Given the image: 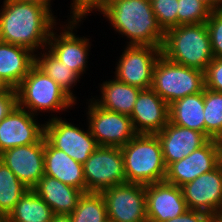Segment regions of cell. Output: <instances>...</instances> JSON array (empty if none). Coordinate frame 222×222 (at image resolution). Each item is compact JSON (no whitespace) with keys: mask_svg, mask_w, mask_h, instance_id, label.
Instances as JSON below:
<instances>
[{"mask_svg":"<svg viewBox=\"0 0 222 222\" xmlns=\"http://www.w3.org/2000/svg\"><path fill=\"white\" fill-rule=\"evenodd\" d=\"M56 22L53 13L44 6L4 0L0 10V41L38 52L37 49L47 48Z\"/></svg>","mask_w":222,"mask_h":222,"instance_id":"6da1fadb","label":"cell"},{"mask_svg":"<svg viewBox=\"0 0 222 222\" xmlns=\"http://www.w3.org/2000/svg\"><path fill=\"white\" fill-rule=\"evenodd\" d=\"M101 14L127 45L162 47L165 32L159 26L150 0H114Z\"/></svg>","mask_w":222,"mask_h":222,"instance_id":"7a4b0ae2","label":"cell"},{"mask_svg":"<svg viewBox=\"0 0 222 222\" xmlns=\"http://www.w3.org/2000/svg\"><path fill=\"white\" fill-rule=\"evenodd\" d=\"M161 51L168 60L203 72L214 58L206 23L178 25L167 30Z\"/></svg>","mask_w":222,"mask_h":222,"instance_id":"3957f363","label":"cell"},{"mask_svg":"<svg viewBox=\"0 0 222 222\" xmlns=\"http://www.w3.org/2000/svg\"><path fill=\"white\" fill-rule=\"evenodd\" d=\"M121 151L126 182L148 185L165 181L167 167L156 134H136Z\"/></svg>","mask_w":222,"mask_h":222,"instance_id":"277c9868","label":"cell"},{"mask_svg":"<svg viewBox=\"0 0 222 222\" xmlns=\"http://www.w3.org/2000/svg\"><path fill=\"white\" fill-rule=\"evenodd\" d=\"M18 106L36 115L37 112L65 111L76 102L35 64L16 88ZM27 108V109H26Z\"/></svg>","mask_w":222,"mask_h":222,"instance_id":"5b68a950","label":"cell"},{"mask_svg":"<svg viewBox=\"0 0 222 222\" xmlns=\"http://www.w3.org/2000/svg\"><path fill=\"white\" fill-rule=\"evenodd\" d=\"M151 88L170 105L177 99L203 91L205 72L172 62L161 54L153 70Z\"/></svg>","mask_w":222,"mask_h":222,"instance_id":"8992f818","label":"cell"},{"mask_svg":"<svg viewBox=\"0 0 222 222\" xmlns=\"http://www.w3.org/2000/svg\"><path fill=\"white\" fill-rule=\"evenodd\" d=\"M86 193L126 183L121 147L98 146L83 164Z\"/></svg>","mask_w":222,"mask_h":222,"instance_id":"52a82bcc","label":"cell"},{"mask_svg":"<svg viewBox=\"0 0 222 222\" xmlns=\"http://www.w3.org/2000/svg\"><path fill=\"white\" fill-rule=\"evenodd\" d=\"M100 193L109 222H147L145 185L126 182Z\"/></svg>","mask_w":222,"mask_h":222,"instance_id":"ba28073f","label":"cell"},{"mask_svg":"<svg viewBox=\"0 0 222 222\" xmlns=\"http://www.w3.org/2000/svg\"><path fill=\"white\" fill-rule=\"evenodd\" d=\"M90 100L88 126L99 146L122 147L136 135L130 116L108 111Z\"/></svg>","mask_w":222,"mask_h":222,"instance_id":"9c48e42d","label":"cell"},{"mask_svg":"<svg viewBox=\"0 0 222 222\" xmlns=\"http://www.w3.org/2000/svg\"><path fill=\"white\" fill-rule=\"evenodd\" d=\"M162 47L127 45L116 64L115 78L125 84L150 89L153 70Z\"/></svg>","mask_w":222,"mask_h":222,"instance_id":"30bf717a","label":"cell"},{"mask_svg":"<svg viewBox=\"0 0 222 222\" xmlns=\"http://www.w3.org/2000/svg\"><path fill=\"white\" fill-rule=\"evenodd\" d=\"M45 138L57 149L63 150L75 161L84 164L99 146L88 130L72 125L61 117H51L44 124Z\"/></svg>","mask_w":222,"mask_h":222,"instance_id":"8fae6325","label":"cell"},{"mask_svg":"<svg viewBox=\"0 0 222 222\" xmlns=\"http://www.w3.org/2000/svg\"><path fill=\"white\" fill-rule=\"evenodd\" d=\"M188 209L206 212L217 218L222 214V163L181 186Z\"/></svg>","mask_w":222,"mask_h":222,"instance_id":"7c38bea8","label":"cell"},{"mask_svg":"<svg viewBox=\"0 0 222 222\" xmlns=\"http://www.w3.org/2000/svg\"><path fill=\"white\" fill-rule=\"evenodd\" d=\"M221 163L218 141L209 139L183 159L167 167L165 181L178 187L193 181L204 173L211 172Z\"/></svg>","mask_w":222,"mask_h":222,"instance_id":"4fadbf2b","label":"cell"},{"mask_svg":"<svg viewBox=\"0 0 222 222\" xmlns=\"http://www.w3.org/2000/svg\"><path fill=\"white\" fill-rule=\"evenodd\" d=\"M2 161L29 189L44 176V136L37 142L0 153Z\"/></svg>","mask_w":222,"mask_h":222,"instance_id":"5bb4252c","label":"cell"},{"mask_svg":"<svg viewBox=\"0 0 222 222\" xmlns=\"http://www.w3.org/2000/svg\"><path fill=\"white\" fill-rule=\"evenodd\" d=\"M79 22L81 21L70 19V21L64 25L66 27H62L64 29L59 33L60 35L52 30L47 43V49L66 66L71 67L80 77L83 72H86V62L91 44H89L90 39L77 37L73 32V29L75 30Z\"/></svg>","mask_w":222,"mask_h":222,"instance_id":"9a60e30c","label":"cell"},{"mask_svg":"<svg viewBox=\"0 0 222 222\" xmlns=\"http://www.w3.org/2000/svg\"><path fill=\"white\" fill-rule=\"evenodd\" d=\"M35 116L17 105L0 121V153L37 143L44 136V124L37 123Z\"/></svg>","mask_w":222,"mask_h":222,"instance_id":"2e32d148","label":"cell"},{"mask_svg":"<svg viewBox=\"0 0 222 222\" xmlns=\"http://www.w3.org/2000/svg\"><path fill=\"white\" fill-rule=\"evenodd\" d=\"M147 222H164L188 210L181 187L166 181L145 185Z\"/></svg>","mask_w":222,"mask_h":222,"instance_id":"e0dca14e","label":"cell"},{"mask_svg":"<svg viewBox=\"0 0 222 222\" xmlns=\"http://www.w3.org/2000/svg\"><path fill=\"white\" fill-rule=\"evenodd\" d=\"M136 134H157L169 122V105L152 89H142L130 115Z\"/></svg>","mask_w":222,"mask_h":222,"instance_id":"ac0fdd59","label":"cell"},{"mask_svg":"<svg viewBox=\"0 0 222 222\" xmlns=\"http://www.w3.org/2000/svg\"><path fill=\"white\" fill-rule=\"evenodd\" d=\"M156 135L162 146L163 159L166 167L188 156L209 140L204 133L170 122Z\"/></svg>","mask_w":222,"mask_h":222,"instance_id":"d6986e66","label":"cell"},{"mask_svg":"<svg viewBox=\"0 0 222 222\" xmlns=\"http://www.w3.org/2000/svg\"><path fill=\"white\" fill-rule=\"evenodd\" d=\"M44 175L58 179L86 193L83 164L55 148L44 136Z\"/></svg>","mask_w":222,"mask_h":222,"instance_id":"ffe728a7","label":"cell"},{"mask_svg":"<svg viewBox=\"0 0 222 222\" xmlns=\"http://www.w3.org/2000/svg\"><path fill=\"white\" fill-rule=\"evenodd\" d=\"M33 190L48 204L54 214L70 215L78 205L83 191L44 175Z\"/></svg>","mask_w":222,"mask_h":222,"instance_id":"44dd1931","label":"cell"},{"mask_svg":"<svg viewBox=\"0 0 222 222\" xmlns=\"http://www.w3.org/2000/svg\"><path fill=\"white\" fill-rule=\"evenodd\" d=\"M35 64V54L28 48L0 41V77L17 88Z\"/></svg>","mask_w":222,"mask_h":222,"instance_id":"7402d4cb","label":"cell"},{"mask_svg":"<svg viewBox=\"0 0 222 222\" xmlns=\"http://www.w3.org/2000/svg\"><path fill=\"white\" fill-rule=\"evenodd\" d=\"M100 86L102 96L97 100L93 98L98 106L108 111L131 115L141 88L125 84L115 77Z\"/></svg>","mask_w":222,"mask_h":222,"instance_id":"603a6c76","label":"cell"},{"mask_svg":"<svg viewBox=\"0 0 222 222\" xmlns=\"http://www.w3.org/2000/svg\"><path fill=\"white\" fill-rule=\"evenodd\" d=\"M169 122L205 134L204 90L171 103Z\"/></svg>","mask_w":222,"mask_h":222,"instance_id":"cb8c5ba5","label":"cell"},{"mask_svg":"<svg viewBox=\"0 0 222 222\" xmlns=\"http://www.w3.org/2000/svg\"><path fill=\"white\" fill-rule=\"evenodd\" d=\"M53 215L48 204L33 189H28L3 222H51Z\"/></svg>","mask_w":222,"mask_h":222,"instance_id":"d4e9b609","label":"cell"},{"mask_svg":"<svg viewBox=\"0 0 222 222\" xmlns=\"http://www.w3.org/2000/svg\"><path fill=\"white\" fill-rule=\"evenodd\" d=\"M43 54H35V65L42 70L46 75L51 77L75 102L76 97L71 90L80 77L66 66L57 57H55L47 48L42 49Z\"/></svg>","mask_w":222,"mask_h":222,"instance_id":"484cf974","label":"cell"},{"mask_svg":"<svg viewBox=\"0 0 222 222\" xmlns=\"http://www.w3.org/2000/svg\"><path fill=\"white\" fill-rule=\"evenodd\" d=\"M28 189L29 188L0 161V217L2 219L16 206L20 197L27 192Z\"/></svg>","mask_w":222,"mask_h":222,"instance_id":"4316f807","label":"cell"},{"mask_svg":"<svg viewBox=\"0 0 222 222\" xmlns=\"http://www.w3.org/2000/svg\"><path fill=\"white\" fill-rule=\"evenodd\" d=\"M70 217L72 222H108L106 204L102 194L84 193Z\"/></svg>","mask_w":222,"mask_h":222,"instance_id":"83f0119b","label":"cell"},{"mask_svg":"<svg viewBox=\"0 0 222 222\" xmlns=\"http://www.w3.org/2000/svg\"><path fill=\"white\" fill-rule=\"evenodd\" d=\"M205 135L217 140L222 135V93L204 88Z\"/></svg>","mask_w":222,"mask_h":222,"instance_id":"f1b7e54d","label":"cell"},{"mask_svg":"<svg viewBox=\"0 0 222 222\" xmlns=\"http://www.w3.org/2000/svg\"><path fill=\"white\" fill-rule=\"evenodd\" d=\"M210 12L201 0H178V25L205 23Z\"/></svg>","mask_w":222,"mask_h":222,"instance_id":"f546056e","label":"cell"},{"mask_svg":"<svg viewBox=\"0 0 222 222\" xmlns=\"http://www.w3.org/2000/svg\"><path fill=\"white\" fill-rule=\"evenodd\" d=\"M159 26L164 32L178 26V0H150Z\"/></svg>","mask_w":222,"mask_h":222,"instance_id":"4dcf8cb0","label":"cell"},{"mask_svg":"<svg viewBox=\"0 0 222 222\" xmlns=\"http://www.w3.org/2000/svg\"><path fill=\"white\" fill-rule=\"evenodd\" d=\"M205 23L210 35L213 57L222 58V9L211 10Z\"/></svg>","mask_w":222,"mask_h":222,"instance_id":"1f68e13d","label":"cell"},{"mask_svg":"<svg viewBox=\"0 0 222 222\" xmlns=\"http://www.w3.org/2000/svg\"><path fill=\"white\" fill-rule=\"evenodd\" d=\"M71 13L69 18L71 20L81 21L88 16L92 10L102 12L108 7L114 0H72Z\"/></svg>","mask_w":222,"mask_h":222,"instance_id":"d6a6232c","label":"cell"},{"mask_svg":"<svg viewBox=\"0 0 222 222\" xmlns=\"http://www.w3.org/2000/svg\"><path fill=\"white\" fill-rule=\"evenodd\" d=\"M205 88L222 93V58H213L205 71Z\"/></svg>","mask_w":222,"mask_h":222,"instance_id":"836d02e7","label":"cell"},{"mask_svg":"<svg viewBox=\"0 0 222 222\" xmlns=\"http://www.w3.org/2000/svg\"><path fill=\"white\" fill-rule=\"evenodd\" d=\"M164 222H216V218L206 212L188 209L182 215Z\"/></svg>","mask_w":222,"mask_h":222,"instance_id":"e575fe53","label":"cell"},{"mask_svg":"<svg viewBox=\"0 0 222 222\" xmlns=\"http://www.w3.org/2000/svg\"><path fill=\"white\" fill-rule=\"evenodd\" d=\"M17 105V90L15 88H11L7 93L0 95V121L3 120Z\"/></svg>","mask_w":222,"mask_h":222,"instance_id":"d590c367","label":"cell"},{"mask_svg":"<svg viewBox=\"0 0 222 222\" xmlns=\"http://www.w3.org/2000/svg\"><path fill=\"white\" fill-rule=\"evenodd\" d=\"M14 1L41 5V6H44L47 10H49L52 13V9L50 8L52 7L50 4L51 0H14Z\"/></svg>","mask_w":222,"mask_h":222,"instance_id":"8d00e7d4","label":"cell"},{"mask_svg":"<svg viewBox=\"0 0 222 222\" xmlns=\"http://www.w3.org/2000/svg\"><path fill=\"white\" fill-rule=\"evenodd\" d=\"M211 10L222 9V0H201Z\"/></svg>","mask_w":222,"mask_h":222,"instance_id":"74e56055","label":"cell"},{"mask_svg":"<svg viewBox=\"0 0 222 222\" xmlns=\"http://www.w3.org/2000/svg\"><path fill=\"white\" fill-rule=\"evenodd\" d=\"M51 222H72L70 215L54 214Z\"/></svg>","mask_w":222,"mask_h":222,"instance_id":"f35d334b","label":"cell"},{"mask_svg":"<svg viewBox=\"0 0 222 222\" xmlns=\"http://www.w3.org/2000/svg\"><path fill=\"white\" fill-rule=\"evenodd\" d=\"M11 89V86L0 77V95L7 93Z\"/></svg>","mask_w":222,"mask_h":222,"instance_id":"ab89813d","label":"cell"},{"mask_svg":"<svg viewBox=\"0 0 222 222\" xmlns=\"http://www.w3.org/2000/svg\"><path fill=\"white\" fill-rule=\"evenodd\" d=\"M217 141H218L219 149L222 150V135L217 139Z\"/></svg>","mask_w":222,"mask_h":222,"instance_id":"60d3db41","label":"cell"},{"mask_svg":"<svg viewBox=\"0 0 222 222\" xmlns=\"http://www.w3.org/2000/svg\"><path fill=\"white\" fill-rule=\"evenodd\" d=\"M216 222H222V214L216 218Z\"/></svg>","mask_w":222,"mask_h":222,"instance_id":"b9f144b4","label":"cell"}]
</instances>
